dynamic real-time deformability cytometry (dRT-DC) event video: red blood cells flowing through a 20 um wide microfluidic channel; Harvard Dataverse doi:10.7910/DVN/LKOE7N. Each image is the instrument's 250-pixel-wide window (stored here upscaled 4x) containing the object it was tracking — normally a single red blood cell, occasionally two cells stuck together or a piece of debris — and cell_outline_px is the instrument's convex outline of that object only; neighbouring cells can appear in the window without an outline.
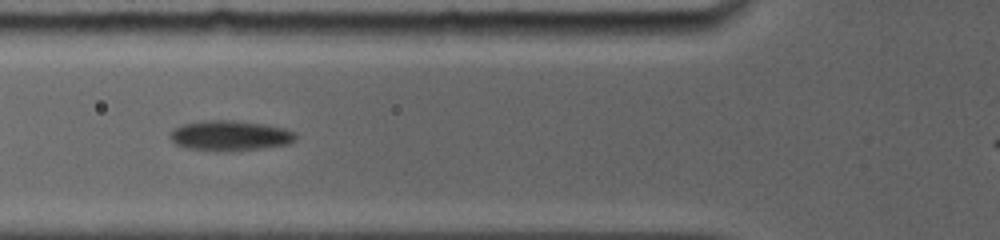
{"species": "common noctule bat (a hibernating species)", "species_latin": "Nyctalus noctula", "temperature_condition": "room temperature", "stored_images_in_passage": 5, "camera_frame_rate_fps": 5000, "um_per_image_px": 0.085, "animal": {"sex": "female", "body_mass_g": 19.0, "forearm_length_mm": 56.7}, "frame": {"image": 1, "passage_image": 3, "time_ms": 0.8, "image_size_px": [1000, 240], "cell_outline_px": [[296, 140], [288, 144], [260, 148], [228, 152], [216, 152], [184, 148], [176, 144], [168, 136], [172, 128], [180, 124], [204, 120], [236, 120], [264, 124], [284, 128], [296, 132]], "centroid_in_image_um": [19.5, 11.53], "position_along_channel_um": 106.3, "area_um2": 22.66}}